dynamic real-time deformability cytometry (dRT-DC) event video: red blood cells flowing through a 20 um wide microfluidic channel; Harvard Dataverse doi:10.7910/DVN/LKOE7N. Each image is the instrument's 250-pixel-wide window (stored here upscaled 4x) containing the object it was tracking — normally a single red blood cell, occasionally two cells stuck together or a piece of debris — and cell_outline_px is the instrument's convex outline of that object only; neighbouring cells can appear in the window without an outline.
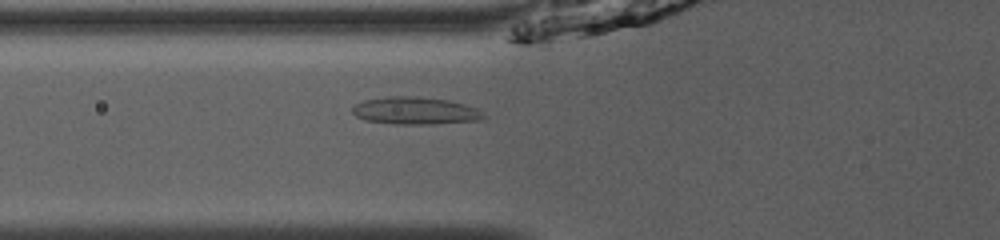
{"species": "common noctule bat (a hibernating species)", "species_latin": "Nyctalus noctula", "temperature_condition": "room temperature", "stored_images_in_passage": 52, "camera_frame_rate_fps": 3000, "um_per_image_px": 0.085, "animal": {"sex": "male", "body_mass_g": 13.0, "forearm_length_mm": 53.1}, "frame": {"image": 1, "passage_image": 20, "time_ms": 6.333, "image_size_px": [1000, 240], "cell_outline_px": [[484, 120], [428, 124], [396, 124], [364, 120], [356, 116], [352, 112], [352, 108], [356, 104], [364, 100], [388, 96], [412, 96], [448, 100], [464, 104], [476, 108], [484, 112]], "centroid_in_image_um": [35.3, 9.41], "position_along_channel_um": 90.5, "area_um2": 20.92}}
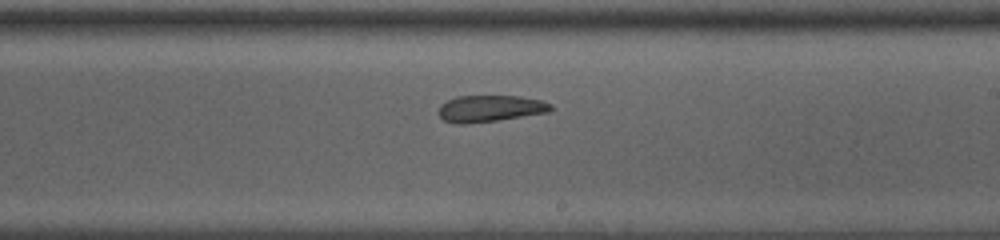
{"frame": {"image": 2, "passage_image": 32, "time_ms": 10.333, "image_size_px": [1000, 240], "cell_outline_px": [[552, 108], [548, 112], [496, 120], [464, 124], [460, 124], [444, 120], [436, 112], [440, 104], [456, 96], [520, 96], [540, 100], [552, 104]], "centroid_in_image_um": [41.61, 9.21], "position_along_channel_um": 247.4, "area_um2": 17.28}}
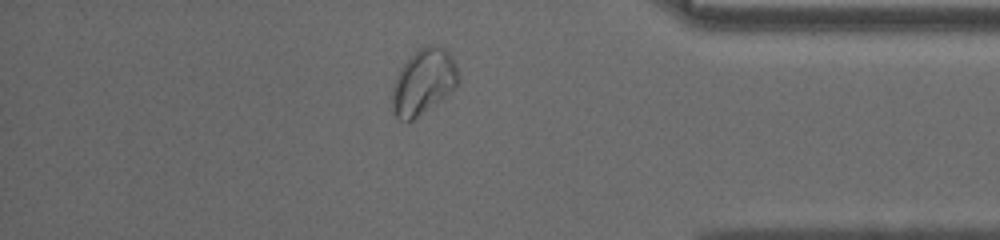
{"frame": {"image": 3, "passage_image": 45, "time_ms": 14.667, "image_size_px": [1000, 240], "cell_outline_px": [[460, 80], [456, 88], [452, 92], [412, 120], [400, 120], [392, 112], [392, 88], [396, 76], [400, 68], [412, 52], [420, 48], [436, 44], [444, 48], [456, 60], [460, 76]], "centroid_in_image_um": [36.02, 6.93], "position_along_channel_um": 399.2, "area_um2": 25.61}, "authors_computed_cell_mechanics": {"area_um2": 20.808, "velocity_mm_per_s": 3.9026, "shape_relaxation_time_tau1_ms": null, "shape_relaxation_time_tau2_ms": 1.5893, "deformation_change_tau1": null, "deformation_change_tau2": 0.0728}}